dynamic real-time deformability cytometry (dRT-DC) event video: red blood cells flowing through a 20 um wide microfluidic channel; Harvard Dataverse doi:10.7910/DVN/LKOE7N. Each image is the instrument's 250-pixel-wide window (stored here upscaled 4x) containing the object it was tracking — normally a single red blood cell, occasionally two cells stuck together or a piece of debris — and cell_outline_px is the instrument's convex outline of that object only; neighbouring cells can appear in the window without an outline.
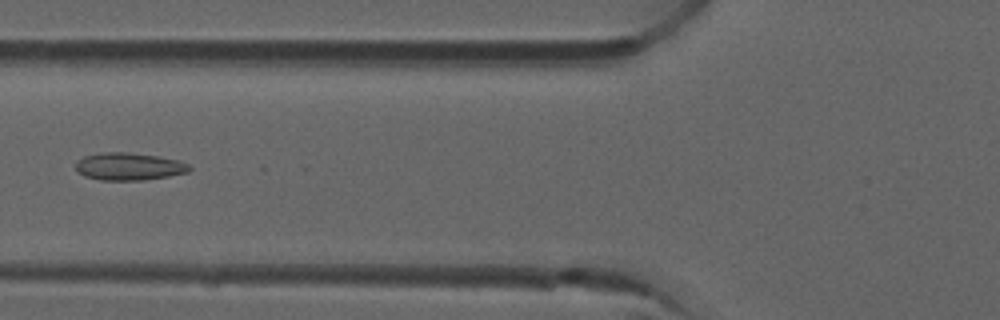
{"species": "common noctule bat (a hibernating species)", "species_latin": "Nyctalus noctula", "temperature_condition": "room temperature", "stored_images_in_passage": 2, "camera_frame_rate_fps": 3000, "um_per_image_px": 0.085, "animal": {"sex": "male", "forearm_length_mm": 52.5}, "frame": {"image": 1, "passage_image": 2, "time_ms": 0.333, "image_size_px": [1000, 320], "cell_outline_px": [[192, 168], [188, 172], [168, 176], [144, 180], [100, 180], [84, 176], [76, 172], [76, 160], [84, 156], [100, 152], [128, 152], [160, 156], [180, 160], [188, 164]], "centroid_in_image_um": [10.94, 14.14], "position_along_channel_um": 114.9, "area_um2": 18.5}}